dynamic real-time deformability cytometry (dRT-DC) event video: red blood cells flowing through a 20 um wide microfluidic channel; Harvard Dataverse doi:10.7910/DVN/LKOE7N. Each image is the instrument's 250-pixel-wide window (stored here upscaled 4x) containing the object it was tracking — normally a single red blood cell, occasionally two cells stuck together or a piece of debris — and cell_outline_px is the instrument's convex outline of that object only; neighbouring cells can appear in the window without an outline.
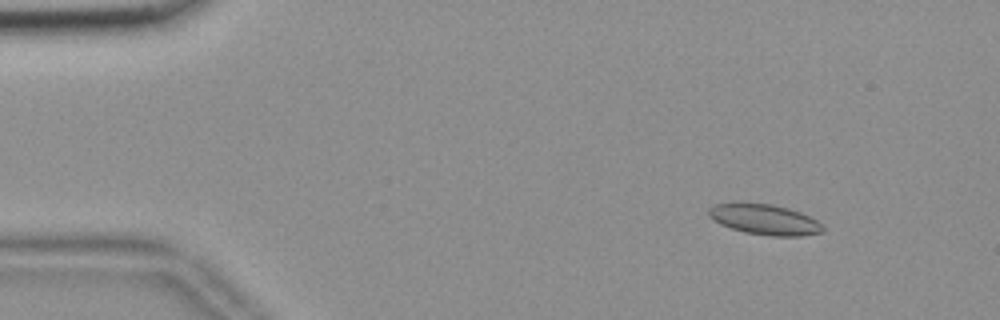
{"species": "common noctule bat (a hibernating species)", "species_latin": "Nyctalus noctula", "temperature_condition": "room temperature", "stored_images_in_passage": 56, "camera_frame_rate_fps": 3000, "um_per_image_px": 0.085, "animal": {"sex": "female", "body_mass_g": 18.4}, "frame": {"image": 1, "passage_image": 7, "time_ms": 2.0, "image_size_px": [1000, 320], "cell_outline_px": [[824, 232], [800, 236], [772, 236], [744, 232], [720, 224], [712, 220], [708, 216], [708, 208], [716, 204], [740, 200], [772, 204], [788, 208], [800, 212], [824, 224]], "centroid_in_image_um": [64.95, 18.62], "position_along_channel_um": 20.1, "area_um2": 20.87}}
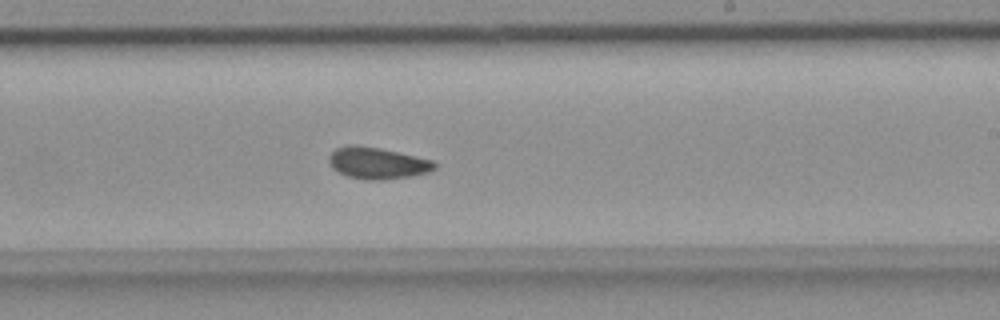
{"frame": {"image": 2, "passage_image": 34, "time_ms": 11.0, "image_size_px": [1000, 320], "cell_outline_px": [[436, 168], [428, 172], [412, 176], [384, 180], [368, 180], [348, 176], [332, 168], [328, 160], [328, 156], [336, 148], [348, 144], [356, 144], [380, 148], [416, 156], [432, 160], [436, 164]], "centroid_in_image_um": [32.06, 13.85], "position_along_channel_um": 256.9, "area_um2": 19.54}}
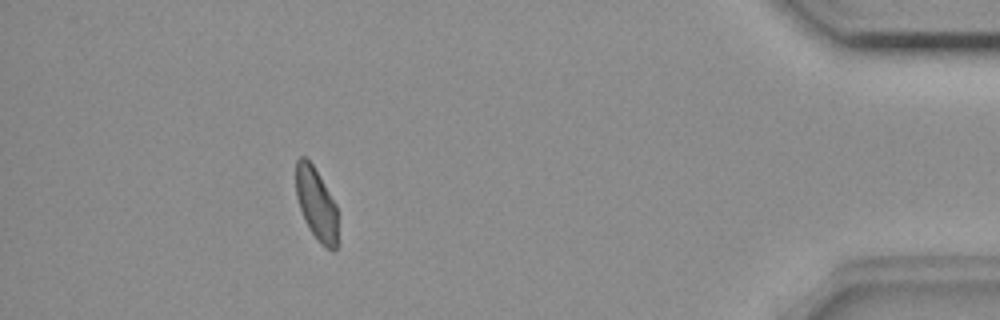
{"frame": {"image": 3, "passage_image": 51, "time_ms": 16.667, "image_size_px": [1000, 320], "cell_outline_px": [[336, 248], [332, 252], [324, 248], [320, 244], [308, 228], [304, 220], [296, 196], [296, 160], [300, 156], [304, 156], [312, 164], [336, 204]], "centroid_in_image_um": [26.86, 17.36], "position_along_channel_um": 408.3, "area_um2": 17.51}, "authors_computed_cell_mechanics": {"area_um2": 19.2763, "velocity_mm_per_s": 3.621, "shape_relaxation_time_tau1_ms": null, "shape_relaxation_time_tau2_ms": 4.4606, "deformation_change_tau1": null, "deformation_change_tau2": 0.0814}}